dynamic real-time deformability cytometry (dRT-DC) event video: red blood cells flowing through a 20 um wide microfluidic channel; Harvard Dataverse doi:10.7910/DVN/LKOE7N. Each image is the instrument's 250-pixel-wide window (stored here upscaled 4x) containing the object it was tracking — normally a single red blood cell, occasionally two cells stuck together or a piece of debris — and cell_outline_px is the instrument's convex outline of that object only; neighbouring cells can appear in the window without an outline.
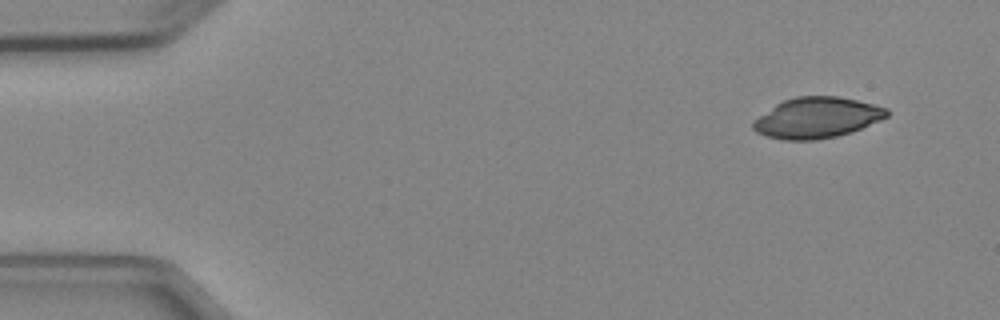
{"species": "Egyptian fruit bat (a non-hibernating species)", "species_latin": "Rousettus aegyptiacus", "temperature_condition": "cold", "stored_images_in_passage": 4, "camera_frame_rate_fps": 3000, "um_per_image_px": 0.085, "animal": {"sex": "female"}, "frame": {"image": 1, "passage_image": 1, "time_ms": 0.0, "image_size_px": [1000, 320], "cell_outline_px": [[888, 116], [880, 120], [852, 132], [836, 136], [816, 140], [784, 140], [768, 136], [756, 132], [752, 128], [752, 120], [776, 104], [784, 100], [796, 96], [836, 96], [856, 100], [888, 108]], "centroid_in_image_um": [69.42, 10.01], "position_along_channel_um": 15.6, "area_um2": 31.67}}
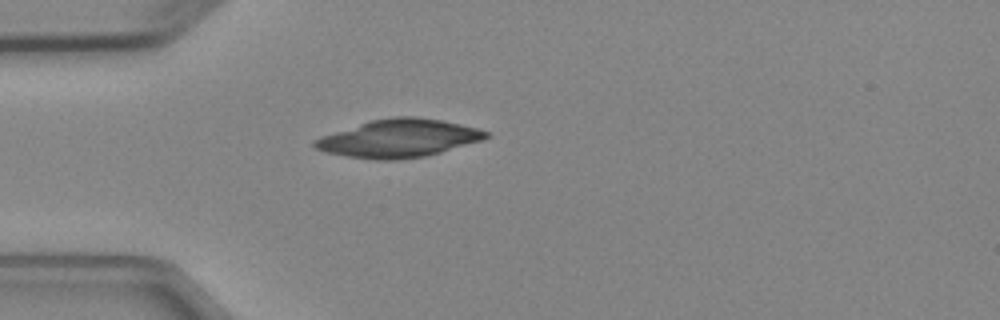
{"frame": {"image": 2, "passage_image": 4, "time_ms": 3.333, "image_size_px": [1000, 320], "cell_outline_px": [[492, 136], [484, 140], [440, 152], [424, 156], [396, 160], [376, 160], [348, 156], [324, 152], [316, 148], [312, 144], [312, 140], [320, 136], [372, 120], [392, 116], [416, 116], [440, 120], [460, 124], [476, 128], [488, 132]], "centroid_in_image_um": [33.89, 11.76], "position_along_channel_um": 51.1, "area_um2": 37.8}}